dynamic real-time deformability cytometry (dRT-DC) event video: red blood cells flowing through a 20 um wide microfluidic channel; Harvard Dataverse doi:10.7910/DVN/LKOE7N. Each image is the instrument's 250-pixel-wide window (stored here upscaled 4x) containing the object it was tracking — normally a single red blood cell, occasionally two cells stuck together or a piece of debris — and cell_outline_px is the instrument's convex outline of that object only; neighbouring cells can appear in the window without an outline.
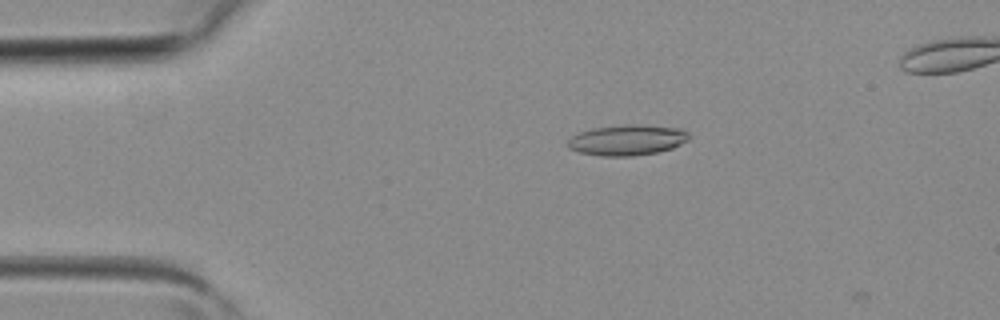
{"species": "common noctule bat (a hibernating species)", "species_latin": "Nyctalus noctula", "temperature_condition": "room temperature", "stored_images_in_passage": 3, "camera_frame_rate_fps": 3000, "um_per_image_px": 0.085, "animal": {"sex": "female", "body_mass_g": 19.3, "forearm_length_mm": 54.1}, "frame": {"image": 1, "passage_image": 1, "time_ms": 0.0, "image_size_px": [1000, 320], "cell_outline_px": [[688, 140], [672, 148], [656, 152], [632, 156], [604, 156], [580, 152], [568, 148], [568, 140], [572, 136], [580, 132], [592, 128], [624, 124], [636, 124], [680, 128], [688, 132]], "centroid_in_image_um": [53.3, 11.89], "position_along_channel_um": 31.7, "area_um2": 21.5}}